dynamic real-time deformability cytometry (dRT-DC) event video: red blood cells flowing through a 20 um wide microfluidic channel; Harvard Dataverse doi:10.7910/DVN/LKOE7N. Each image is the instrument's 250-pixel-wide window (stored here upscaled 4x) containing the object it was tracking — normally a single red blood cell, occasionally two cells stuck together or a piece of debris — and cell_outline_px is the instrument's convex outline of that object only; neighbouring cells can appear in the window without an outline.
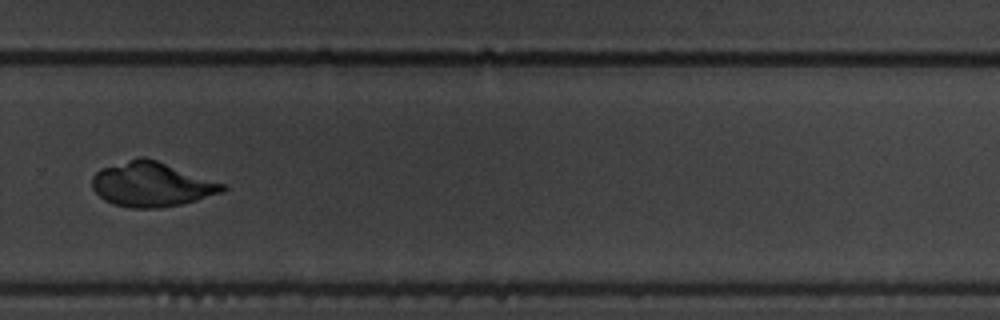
{"species": "common noctule bat (a hibernating species)", "species_latin": "Nyctalus noctula", "temperature_condition": "warm", "stored_images_in_passage": 9, "camera_frame_rate_fps": 3000, "um_per_image_px": 0.085, "animal": {"sex": "male", "body_mass_g": 19.5, "forearm_length_mm": 54.6}, "frame": {"image": 1, "passage_image": 9, "time_ms": 2.667, "image_size_px": [1000, 320], "cell_outline_px": [[228, 188], [220, 192], [196, 200], [180, 204], [160, 208], [132, 208], [112, 204], [104, 200], [92, 188], [92, 176], [100, 168], [140, 156], [144, 156], [228, 184]], "centroid_in_image_um": [12.88, 15.66], "position_along_channel_um": 316.9, "area_um2": 33.99}}